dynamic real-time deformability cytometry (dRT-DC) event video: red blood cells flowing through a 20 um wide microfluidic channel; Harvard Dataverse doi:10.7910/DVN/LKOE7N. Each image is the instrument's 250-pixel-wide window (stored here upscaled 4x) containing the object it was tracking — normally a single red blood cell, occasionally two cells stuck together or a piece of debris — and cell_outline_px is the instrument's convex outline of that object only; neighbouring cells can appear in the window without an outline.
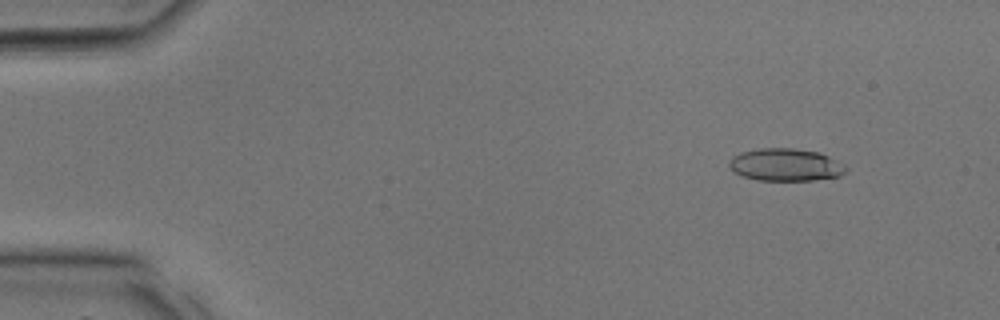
{"species": "common noctule bat (a hibernating species)", "species_latin": "Nyctalus noctula", "temperature_condition": "room temperature", "stored_images_in_passage": 24, "camera_frame_rate_fps": 3000, "um_per_image_px": 0.085, "animal": {"sex": "male", "body_mass_g": 17.9, "forearm_length_mm": 54.2}, "frame": {"image": 1, "passage_image": 4, "time_ms": 1.0, "image_size_px": [1000, 320], "cell_outline_px": [[848, 168], [840, 176], [812, 180], [756, 180], [744, 176], [736, 172], [728, 164], [728, 160], [732, 156], [740, 152], [760, 148], [796, 148], [820, 152], [844, 164]], "centroid_in_image_um": [66.78, 13.99], "position_along_channel_um": 18.2, "area_um2": 22.14}}
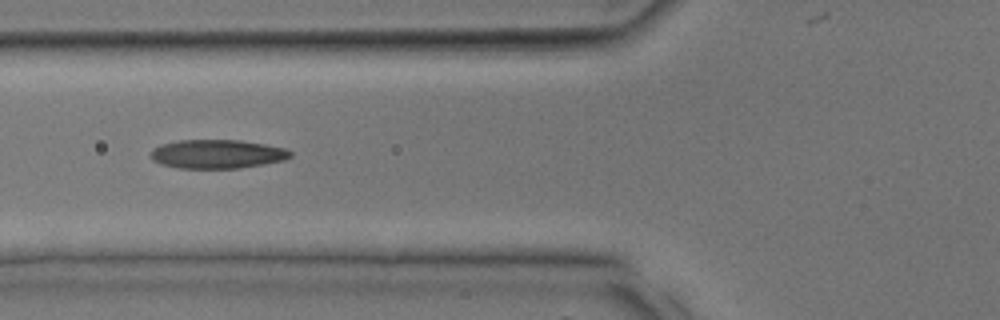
{"frame": {"image": 2, "passage_image": 13, "time_ms": 4.0, "image_size_px": [1000, 320], "cell_outline_px": [[292, 156], [284, 160], [264, 164], [240, 168], [180, 168], [160, 164], [152, 160], [152, 148], [160, 144], [176, 140], [240, 140], [264, 144], [284, 148], [292, 152]], "centroid_in_image_um": [18.45, 13.09], "position_along_channel_um": 107.4, "area_um2": 23.52}}
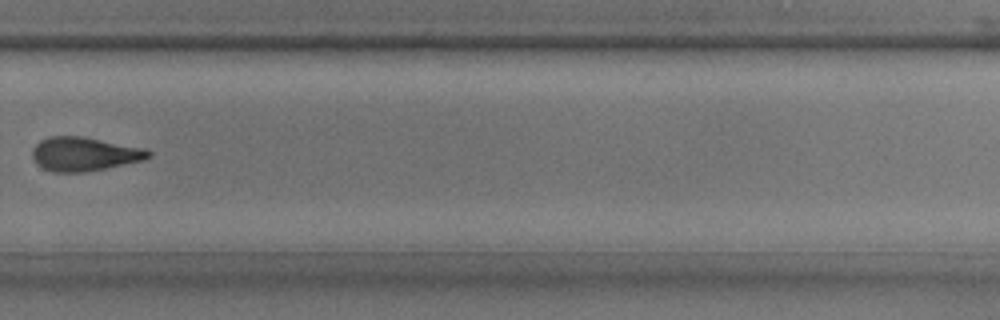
{"frame": {"image": 3, "passage_image": 23, "time_ms": 7.333, "image_size_px": [1000, 320], "cell_outline_px": [[152, 156], [144, 160], [84, 172], [56, 172], [44, 168], [36, 164], [32, 160], [32, 148], [40, 140], [48, 136], [80, 136], [144, 148], [152, 152]], "centroid_in_image_um": [7.13, 13.09], "position_along_channel_um": 322.7, "area_um2": 22.83}}